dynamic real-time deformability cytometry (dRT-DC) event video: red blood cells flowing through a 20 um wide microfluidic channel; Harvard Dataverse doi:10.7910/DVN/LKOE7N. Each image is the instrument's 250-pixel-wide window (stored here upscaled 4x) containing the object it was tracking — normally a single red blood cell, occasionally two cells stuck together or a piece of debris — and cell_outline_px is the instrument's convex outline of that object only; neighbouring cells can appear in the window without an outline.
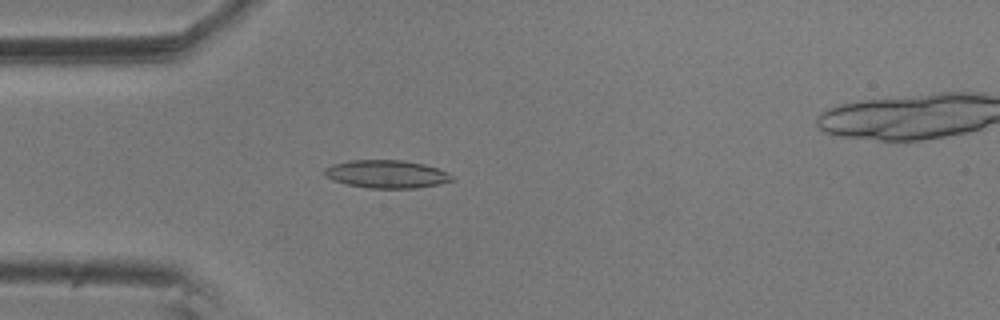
{"species": "common noctule bat (a hibernating species)", "species_latin": "Nyctalus noctula", "temperature_condition": "room temperature", "stored_images_in_passage": 5, "camera_frame_rate_fps": 3000, "um_per_image_px": 0.085, "animal": {"sex": "male", "body_mass_g": 20.5, "forearm_length_mm": 52.5}, "frame": {"image": 1, "passage_image": 4, "time_ms": 1.0, "image_size_px": [1000, 320], "cell_outline_px": [[456, 180], [440, 184], [416, 188], [368, 188], [348, 184], [332, 180], [324, 176], [324, 168], [332, 164], [348, 160], [404, 160], [424, 164], [436, 168], [452, 176]], "centroid_in_image_um": [32.83, 14.79], "position_along_channel_um": 52.2, "area_um2": 20.81}}